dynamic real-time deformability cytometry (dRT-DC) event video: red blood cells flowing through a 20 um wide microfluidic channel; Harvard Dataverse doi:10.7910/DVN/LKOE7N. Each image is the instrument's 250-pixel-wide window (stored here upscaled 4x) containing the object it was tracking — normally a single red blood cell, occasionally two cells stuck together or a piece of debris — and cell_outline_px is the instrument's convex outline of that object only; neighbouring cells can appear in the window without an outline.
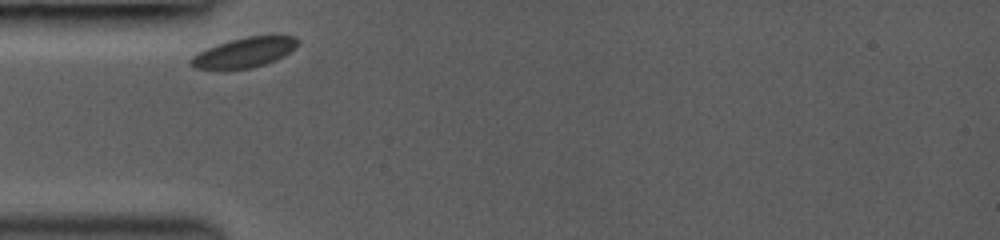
{"species": "common noctule bat (a hibernating species)", "species_latin": "Nyctalus noctula", "temperature_condition": "room temperature", "stored_images_in_passage": 4, "camera_frame_rate_fps": 3000, "um_per_image_px": 0.085, "animal": {"sex": "female", "body_mass_g": 19.0, "forearm_length_mm": 53.3}, "frame": {"image": 1, "passage_image": 1, "time_ms": 0.0, "image_size_px": [1000, 240], "cell_outline_px": [[300, 40], [284, 56], [276, 60], [252, 68], [220, 72], [216, 72], [196, 68], [188, 60], [192, 56], [208, 48], [232, 40], [248, 36], [296, 36]], "centroid_in_image_um": [20.71, 4.52], "position_along_channel_um": 64.3, "area_um2": 18.79}}